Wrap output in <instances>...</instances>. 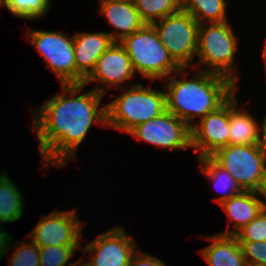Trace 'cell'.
<instances>
[{"instance_id":"1","label":"cell","mask_w":266,"mask_h":266,"mask_svg":"<svg viewBox=\"0 0 266 266\" xmlns=\"http://www.w3.org/2000/svg\"><path fill=\"white\" fill-rule=\"evenodd\" d=\"M61 87L62 94L47 100L33 114L32 128L39 141L42 165L46 168L61 167L75 160L77 149L93 124L97 122L107 127L106 105L99 108L103 94L93 89L80 95L84 84Z\"/></svg>"},{"instance_id":"2","label":"cell","mask_w":266,"mask_h":266,"mask_svg":"<svg viewBox=\"0 0 266 266\" xmlns=\"http://www.w3.org/2000/svg\"><path fill=\"white\" fill-rule=\"evenodd\" d=\"M186 69L180 68L166 78V110L192 127L194 119L222 106L236 92L237 85L225 76L201 68L195 78L187 80Z\"/></svg>"},{"instance_id":"3","label":"cell","mask_w":266,"mask_h":266,"mask_svg":"<svg viewBox=\"0 0 266 266\" xmlns=\"http://www.w3.org/2000/svg\"><path fill=\"white\" fill-rule=\"evenodd\" d=\"M106 104L107 128L129 133L137 125L166 112L165 90H155L139 83Z\"/></svg>"},{"instance_id":"4","label":"cell","mask_w":266,"mask_h":266,"mask_svg":"<svg viewBox=\"0 0 266 266\" xmlns=\"http://www.w3.org/2000/svg\"><path fill=\"white\" fill-rule=\"evenodd\" d=\"M119 43L131 59L134 72L140 73L143 78L160 80L181 68L161 43L152 24H145Z\"/></svg>"},{"instance_id":"5","label":"cell","mask_w":266,"mask_h":266,"mask_svg":"<svg viewBox=\"0 0 266 266\" xmlns=\"http://www.w3.org/2000/svg\"><path fill=\"white\" fill-rule=\"evenodd\" d=\"M238 41L228 21L202 23L198 27L197 56L203 69L229 78L235 85L237 70L234 62ZM211 67V68H210Z\"/></svg>"},{"instance_id":"6","label":"cell","mask_w":266,"mask_h":266,"mask_svg":"<svg viewBox=\"0 0 266 266\" xmlns=\"http://www.w3.org/2000/svg\"><path fill=\"white\" fill-rule=\"evenodd\" d=\"M152 25L173 60L181 68L191 66L197 56L199 27L197 20L180 9L177 13L168 15Z\"/></svg>"},{"instance_id":"7","label":"cell","mask_w":266,"mask_h":266,"mask_svg":"<svg viewBox=\"0 0 266 266\" xmlns=\"http://www.w3.org/2000/svg\"><path fill=\"white\" fill-rule=\"evenodd\" d=\"M210 157L233 176L242 191H258L266 160V150L259 144L228 145Z\"/></svg>"},{"instance_id":"8","label":"cell","mask_w":266,"mask_h":266,"mask_svg":"<svg viewBox=\"0 0 266 266\" xmlns=\"http://www.w3.org/2000/svg\"><path fill=\"white\" fill-rule=\"evenodd\" d=\"M30 43L42 55L61 85L77 84L74 38L61 32L30 30Z\"/></svg>"},{"instance_id":"9","label":"cell","mask_w":266,"mask_h":266,"mask_svg":"<svg viewBox=\"0 0 266 266\" xmlns=\"http://www.w3.org/2000/svg\"><path fill=\"white\" fill-rule=\"evenodd\" d=\"M128 134L167 151L192 149L191 127L168 111L137 125Z\"/></svg>"},{"instance_id":"10","label":"cell","mask_w":266,"mask_h":266,"mask_svg":"<svg viewBox=\"0 0 266 266\" xmlns=\"http://www.w3.org/2000/svg\"><path fill=\"white\" fill-rule=\"evenodd\" d=\"M77 218L76 210L53 211L42 216L29 234L39 248L47 246H80L84 225Z\"/></svg>"},{"instance_id":"11","label":"cell","mask_w":266,"mask_h":266,"mask_svg":"<svg viewBox=\"0 0 266 266\" xmlns=\"http://www.w3.org/2000/svg\"><path fill=\"white\" fill-rule=\"evenodd\" d=\"M138 245L122 227L111 228L82 247L90 252V266H129ZM93 252V254H91Z\"/></svg>"},{"instance_id":"12","label":"cell","mask_w":266,"mask_h":266,"mask_svg":"<svg viewBox=\"0 0 266 266\" xmlns=\"http://www.w3.org/2000/svg\"><path fill=\"white\" fill-rule=\"evenodd\" d=\"M191 127L192 149L199 157H210L217 150L228 146L229 138V99L217 110L195 120Z\"/></svg>"},{"instance_id":"13","label":"cell","mask_w":266,"mask_h":266,"mask_svg":"<svg viewBox=\"0 0 266 266\" xmlns=\"http://www.w3.org/2000/svg\"><path fill=\"white\" fill-rule=\"evenodd\" d=\"M135 74L125 48L114 42L97 60L91 74L85 79L84 85L98 82L105 86H96L94 90L105 95L108 89L116 88L119 84L133 78Z\"/></svg>"},{"instance_id":"14","label":"cell","mask_w":266,"mask_h":266,"mask_svg":"<svg viewBox=\"0 0 266 266\" xmlns=\"http://www.w3.org/2000/svg\"><path fill=\"white\" fill-rule=\"evenodd\" d=\"M77 84H83L99 57L114 43L107 32H81L73 36Z\"/></svg>"},{"instance_id":"15","label":"cell","mask_w":266,"mask_h":266,"mask_svg":"<svg viewBox=\"0 0 266 266\" xmlns=\"http://www.w3.org/2000/svg\"><path fill=\"white\" fill-rule=\"evenodd\" d=\"M6 172L0 173V261L12 244V237L1 227V223L19 220L24 213V198Z\"/></svg>"},{"instance_id":"16","label":"cell","mask_w":266,"mask_h":266,"mask_svg":"<svg viewBox=\"0 0 266 266\" xmlns=\"http://www.w3.org/2000/svg\"><path fill=\"white\" fill-rule=\"evenodd\" d=\"M100 12L105 16L107 23L116 31L109 33L114 42L122 41L126 36L131 35L146 24L140 17L134 1L100 3Z\"/></svg>"},{"instance_id":"17","label":"cell","mask_w":266,"mask_h":266,"mask_svg":"<svg viewBox=\"0 0 266 266\" xmlns=\"http://www.w3.org/2000/svg\"><path fill=\"white\" fill-rule=\"evenodd\" d=\"M259 194L254 191H241L240 193L223 201L220 206L226 215H228L230 223H233V230H225L219 232L223 235H236L250 221L256 218L259 213L266 207V202L259 198Z\"/></svg>"},{"instance_id":"18","label":"cell","mask_w":266,"mask_h":266,"mask_svg":"<svg viewBox=\"0 0 266 266\" xmlns=\"http://www.w3.org/2000/svg\"><path fill=\"white\" fill-rule=\"evenodd\" d=\"M204 237L212 241L200 250L208 266H248L236 236L217 233Z\"/></svg>"},{"instance_id":"19","label":"cell","mask_w":266,"mask_h":266,"mask_svg":"<svg viewBox=\"0 0 266 266\" xmlns=\"http://www.w3.org/2000/svg\"><path fill=\"white\" fill-rule=\"evenodd\" d=\"M234 93L229 98V138L228 145L259 144L258 121L247 111L237 108L238 101Z\"/></svg>"},{"instance_id":"20","label":"cell","mask_w":266,"mask_h":266,"mask_svg":"<svg viewBox=\"0 0 266 266\" xmlns=\"http://www.w3.org/2000/svg\"><path fill=\"white\" fill-rule=\"evenodd\" d=\"M199 163V171L213 181L214 186L218 189L216 191H219L220 188L223 192L220 197L215 199L219 204L242 191L233 176L219 166L211 157L200 158Z\"/></svg>"},{"instance_id":"21","label":"cell","mask_w":266,"mask_h":266,"mask_svg":"<svg viewBox=\"0 0 266 266\" xmlns=\"http://www.w3.org/2000/svg\"><path fill=\"white\" fill-rule=\"evenodd\" d=\"M182 9L199 24L228 21L225 0H182Z\"/></svg>"},{"instance_id":"22","label":"cell","mask_w":266,"mask_h":266,"mask_svg":"<svg viewBox=\"0 0 266 266\" xmlns=\"http://www.w3.org/2000/svg\"><path fill=\"white\" fill-rule=\"evenodd\" d=\"M134 3L146 24H152L182 9V0H134Z\"/></svg>"},{"instance_id":"23","label":"cell","mask_w":266,"mask_h":266,"mask_svg":"<svg viewBox=\"0 0 266 266\" xmlns=\"http://www.w3.org/2000/svg\"><path fill=\"white\" fill-rule=\"evenodd\" d=\"M3 4L15 17L35 20L48 12L51 0H3Z\"/></svg>"},{"instance_id":"24","label":"cell","mask_w":266,"mask_h":266,"mask_svg":"<svg viewBox=\"0 0 266 266\" xmlns=\"http://www.w3.org/2000/svg\"><path fill=\"white\" fill-rule=\"evenodd\" d=\"M79 246H47L40 248V266H74L75 262L68 264V260L75 255ZM68 264V265H67Z\"/></svg>"},{"instance_id":"25","label":"cell","mask_w":266,"mask_h":266,"mask_svg":"<svg viewBox=\"0 0 266 266\" xmlns=\"http://www.w3.org/2000/svg\"><path fill=\"white\" fill-rule=\"evenodd\" d=\"M14 253L10 256V266H40V248L34 242H17Z\"/></svg>"},{"instance_id":"26","label":"cell","mask_w":266,"mask_h":266,"mask_svg":"<svg viewBox=\"0 0 266 266\" xmlns=\"http://www.w3.org/2000/svg\"><path fill=\"white\" fill-rule=\"evenodd\" d=\"M235 236L238 241H266V207Z\"/></svg>"},{"instance_id":"27","label":"cell","mask_w":266,"mask_h":266,"mask_svg":"<svg viewBox=\"0 0 266 266\" xmlns=\"http://www.w3.org/2000/svg\"><path fill=\"white\" fill-rule=\"evenodd\" d=\"M248 266L266 265V241H239Z\"/></svg>"},{"instance_id":"28","label":"cell","mask_w":266,"mask_h":266,"mask_svg":"<svg viewBox=\"0 0 266 266\" xmlns=\"http://www.w3.org/2000/svg\"><path fill=\"white\" fill-rule=\"evenodd\" d=\"M129 266H167L159 258L137 250L132 256Z\"/></svg>"},{"instance_id":"29","label":"cell","mask_w":266,"mask_h":266,"mask_svg":"<svg viewBox=\"0 0 266 266\" xmlns=\"http://www.w3.org/2000/svg\"><path fill=\"white\" fill-rule=\"evenodd\" d=\"M259 145L266 150V114L265 117L263 119V121L261 122V124L259 123ZM262 134V135H261Z\"/></svg>"},{"instance_id":"30","label":"cell","mask_w":266,"mask_h":266,"mask_svg":"<svg viewBox=\"0 0 266 266\" xmlns=\"http://www.w3.org/2000/svg\"><path fill=\"white\" fill-rule=\"evenodd\" d=\"M257 193L259 195H261V197L263 196L264 199L266 200V160L263 166V171H262V177L260 180V184H259V188Z\"/></svg>"},{"instance_id":"31","label":"cell","mask_w":266,"mask_h":266,"mask_svg":"<svg viewBox=\"0 0 266 266\" xmlns=\"http://www.w3.org/2000/svg\"><path fill=\"white\" fill-rule=\"evenodd\" d=\"M74 266H90L88 263L84 262V260H82V258H80L79 260L75 261Z\"/></svg>"},{"instance_id":"32","label":"cell","mask_w":266,"mask_h":266,"mask_svg":"<svg viewBox=\"0 0 266 266\" xmlns=\"http://www.w3.org/2000/svg\"><path fill=\"white\" fill-rule=\"evenodd\" d=\"M263 59H264V66H265V69H266V40H265V44H264V49H263Z\"/></svg>"},{"instance_id":"33","label":"cell","mask_w":266,"mask_h":266,"mask_svg":"<svg viewBox=\"0 0 266 266\" xmlns=\"http://www.w3.org/2000/svg\"><path fill=\"white\" fill-rule=\"evenodd\" d=\"M112 1H124V2H132L134 0H101L100 3H104V2H112Z\"/></svg>"},{"instance_id":"34","label":"cell","mask_w":266,"mask_h":266,"mask_svg":"<svg viewBox=\"0 0 266 266\" xmlns=\"http://www.w3.org/2000/svg\"><path fill=\"white\" fill-rule=\"evenodd\" d=\"M3 5V0H0V7Z\"/></svg>"}]
</instances>
